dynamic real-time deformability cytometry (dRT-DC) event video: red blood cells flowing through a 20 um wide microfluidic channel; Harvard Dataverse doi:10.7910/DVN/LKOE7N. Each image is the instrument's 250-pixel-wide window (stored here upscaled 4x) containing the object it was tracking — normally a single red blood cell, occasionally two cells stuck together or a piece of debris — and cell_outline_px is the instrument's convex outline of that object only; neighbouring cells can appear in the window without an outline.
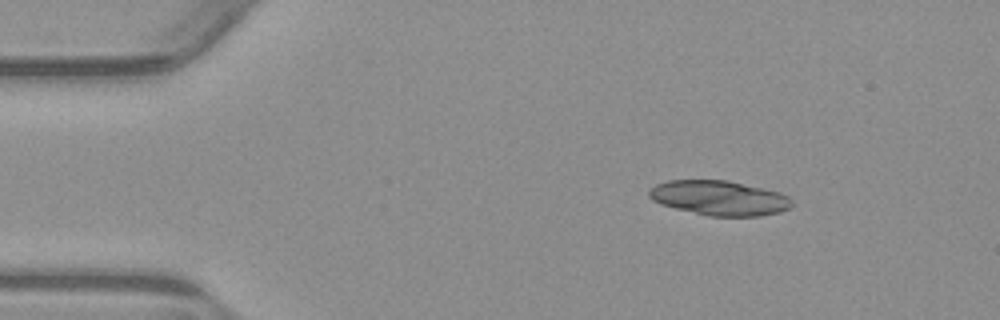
{"species": "common noctule bat (a hibernating species)", "species_latin": "Nyctalus noctula", "temperature_condition": "warm", "stored_images_in_passage": 46, "segment_of_instrument_passage": [1, 2], "camera_frame_rate_fps": 3000, "um_per_image_px": 0.085, "animal": {"sex": "male", "body_mass_g": 23.1, "forearm_length_mm": 52.7}, "frame": {"image": 1, "passage_image": 1, "time_ms": 0.0, "image_size_px": [1000, 320], "cell_outline_px": [[792, 208], [780, 212], [760, 216], [708, 216], [660, 204], [652, 200], [648, 196], [648, 188], [656, 184], [668, 180], [728, 180], [780, 192], [788, 196], [792, 200]], "centroid_in_image_um": [61.14, 16.82], "position_along_channel_um": 23.9, "area_um2": 29.13}}